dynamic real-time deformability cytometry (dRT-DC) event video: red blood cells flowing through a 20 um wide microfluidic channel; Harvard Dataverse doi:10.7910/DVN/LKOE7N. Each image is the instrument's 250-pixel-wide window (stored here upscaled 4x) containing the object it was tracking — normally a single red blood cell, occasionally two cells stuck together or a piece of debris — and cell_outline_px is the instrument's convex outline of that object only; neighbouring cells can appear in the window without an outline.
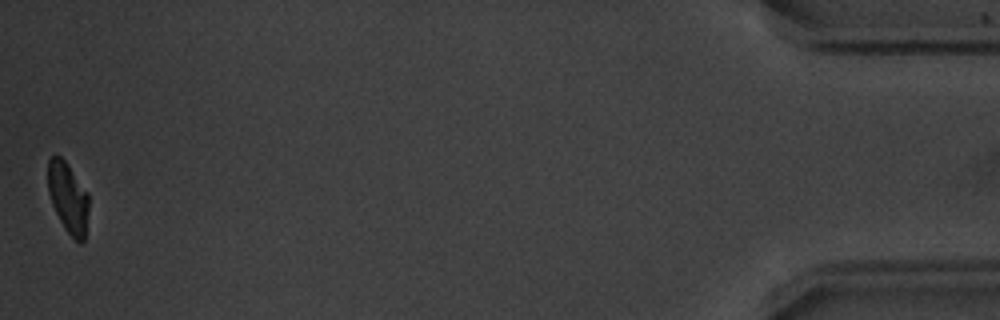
{"species": "common noctule bat (a hibernating species)", "species_latin": "Nyctalus noctula", "temperature_condition": "warm", "stored_images_in_passage": 53, "camera_frame_rate_fps": 3000, "um_per_image_px": 0.085, "animal": {"sex": "male", "body_mass_g": 20.1, "forearm_length_mm": 53.5}, "frame": {"image": 1, "passage_image": 53, "time_ms": 17.333, "image_size_px": [1000, 320], "cell_outline_px": [[88, 212], [84, 240], [80, 244], [64, 228], [52, 204], [48, 192], [48, 160], [52, 156], [60, 156], [64, 160], [88, 192]], "centroid_in_image_um": [5.79, 16.8], "position_along_channel_um": 429.4, "area_um2": 16.59}, "authors_computed_cell_mechanics": {"area_um2": 18.496, "velocity_mm_per_s": 3.8039, "shape_relaxation_time_tau1_ms": 2.1652, "shape_relaxation_time_tau2_ms": 2.8247, "deformation_change_tau1": 0.1396, "deformation_change_tau2": 0.0697}}